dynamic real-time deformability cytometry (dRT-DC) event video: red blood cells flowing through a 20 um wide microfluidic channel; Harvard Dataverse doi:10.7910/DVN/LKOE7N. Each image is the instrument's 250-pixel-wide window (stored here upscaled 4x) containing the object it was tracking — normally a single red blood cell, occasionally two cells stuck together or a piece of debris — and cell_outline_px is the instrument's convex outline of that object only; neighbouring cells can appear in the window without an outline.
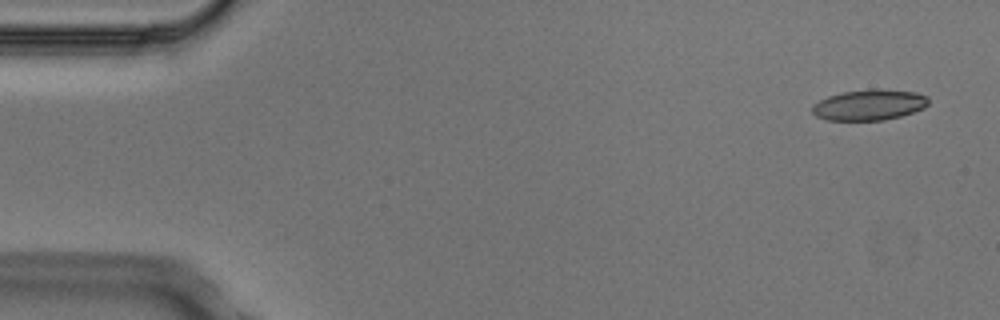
{"species": "Egyptian fruit bat (a non-hibernating species)", "species_latin": "Rousettus aegyptiacus", "temperature_condition": "cold", "stored_images_in_passage": 4, "camera_frame_rate_fps": 3000, "um_per_image_px": 0.085, "animal": {"sex": "male"}, "frame": {"image": 1, "passage_image": 1, "time_ms": 0.0, "image_size_px": [1000, 320], "cell_outline_px": [[928, 104], [924, 108], [900, 116], [884, 120], [824, 120], [816, 116], [812, 112], [812, 104], [828, 96], [844, 92], [872, 88], [876, 88], [916, 92], [928, 96]], "centroid_in_image_um": [73.87, 8.91], "position_along_channel_um": 11.1, "area_um2": 20.92}}
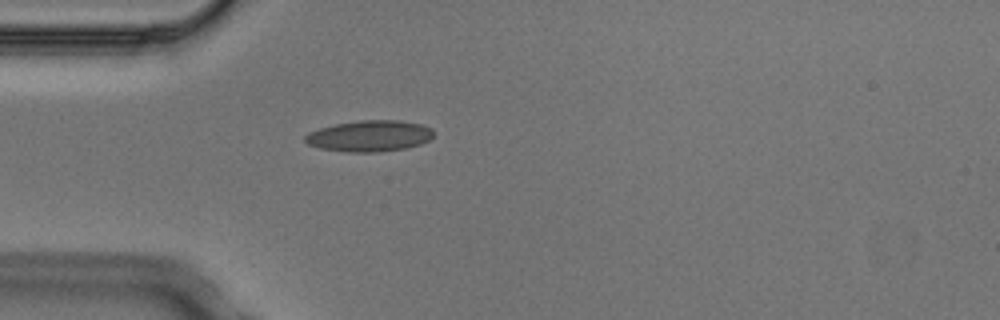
{"frame": {"image": 2, "passage_image": 4, "time_ms": 1.0, "image_size_px": [1000, 320], "cell_outline_px": [[432, 136], [428, 140], [420, 144], [408, 148], [380, 152], [348, 152], [320, 148], [308, 144], [304, 140], [304, 136], [308, 132], [320, 128], [336, 124], [360, 120], [400, 120], [420, 124], [432, 128]], "centroid_in_image_um": [31.4, 11.56], "position_along_channel_um": 53.6, "area_um2": 23.35}}